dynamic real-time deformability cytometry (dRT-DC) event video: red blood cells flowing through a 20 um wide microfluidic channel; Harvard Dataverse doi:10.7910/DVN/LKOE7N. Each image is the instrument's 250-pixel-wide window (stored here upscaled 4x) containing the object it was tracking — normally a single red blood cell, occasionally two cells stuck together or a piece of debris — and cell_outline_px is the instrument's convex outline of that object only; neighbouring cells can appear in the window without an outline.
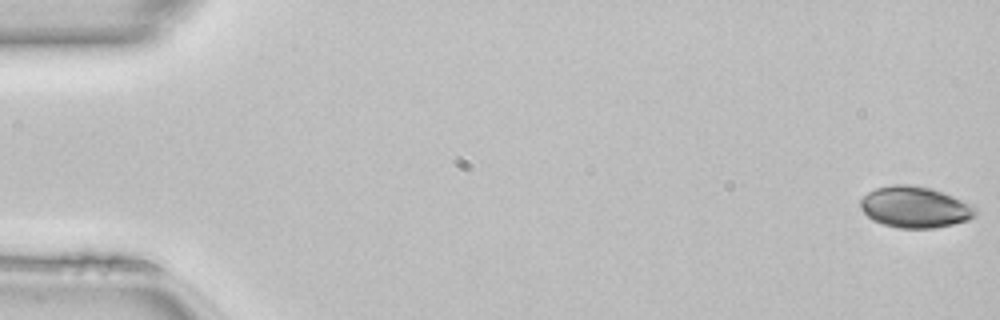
{"species": "common noctule bat (a hibernating species)", "species_latin": "Nyctalus noctula", "temperature_condition": "room temperature", "stored_images_in_passage": 13, "camera_frame_rate_fps": 3000, "um_per_image_px": 0.085, "animal": {"sex": "female", "body_mass_g": 22.7, "forearm_length_mm": 54.2}, "frame": {"image": 1, "passage_image": 1, "time_ms": 0.0, "image_size_px": [1000, 320], "cell_outline_px": [[980, 212], [976, 216], [968, 220], [936, 228], [896, 228], [872, 220], [860, 208], [860, 200], [868, 192], [876, 188], [892, 184], [908, 184], [932, 188], [972, 204]], "centroid_in_image_um": [77.79, 17.6], "position_along_channel_um": 7.2, "area_um2": 27.86}}